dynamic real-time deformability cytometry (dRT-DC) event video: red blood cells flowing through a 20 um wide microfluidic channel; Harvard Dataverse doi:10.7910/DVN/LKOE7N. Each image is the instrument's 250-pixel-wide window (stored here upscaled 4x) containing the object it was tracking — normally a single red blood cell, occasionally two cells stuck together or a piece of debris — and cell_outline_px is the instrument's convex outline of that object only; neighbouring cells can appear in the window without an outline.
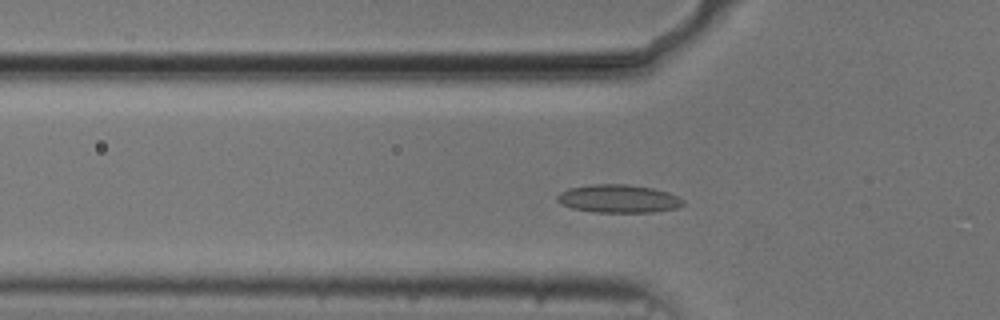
{"species": "common noctule bat (a hibernating species)", "species_latin": "Nyctalus noctula", "temperature_condition": "cold", "stored_images_in_passage": 51, "camera_frame_rate_fps": 3000, "um_per_image_px": 0.085, "animal": {"sex": "male", "body_mass_g": 20.5, "forearm_length_mm": 52.5}, "frame": {"image": 1, "passage_image": 14, "time_ms": 4.333, "image_size_px": [1000, 320], "cell_outline_px": [[684, 204], [676, 208], [652, 212], [592, 212], [572, 208], [560, 204], [556, 200], [556, 196], [560, 192], [568, 188], [592, 184], [628, 184], [652, 188], [668, 192], [684, 200]], "centroid_in_image_um": [52.53, 16.89], "position_along_channel_um": 73.3, "area_um2": 20.69}}
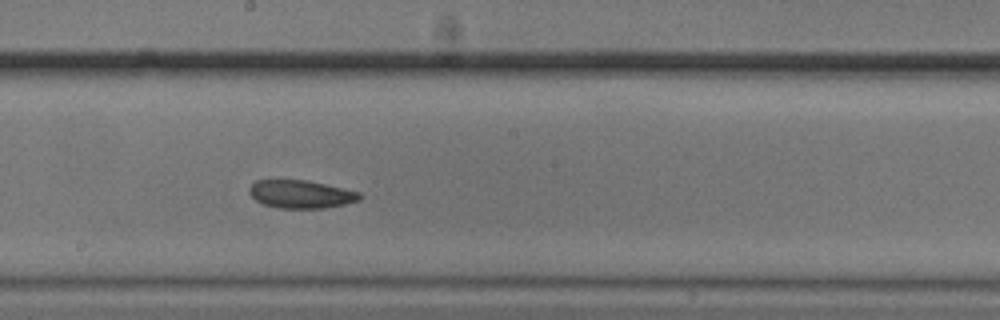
{"frame": {"image": 2, "passage_image": 26, "time_ms": 8.333, "image_size_px": [1000, 320], "cell_outline_px": [[364, 196], [360, 200], [344, 204], [324, 208], [280, 208], [264, 204], [256, 200], [248, 192], [248, 188], [256, 180], [308, 180], [344, 188], [360, 192]], "centroid_in_image_um": [25.61, 16.5], "position_along_channel_um": 222.6, "area_um2": 18.09}}
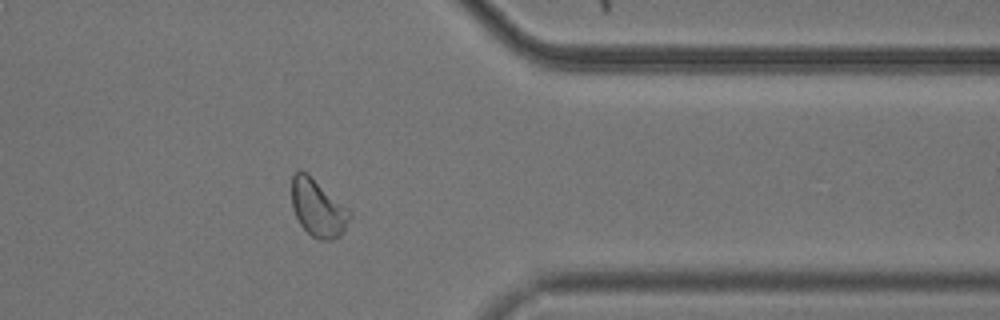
{"frame": {"image": 3, "passage_image": 40, "time_ms": 13.0, "image_size_px": [1000, 320], "cell_outline_px": [[352, 216], [340, 236], [332, 240], [316, 240], [300, 224], [292, 208], [292, 176], [300, 168], [348, 208], [352, 212]], "centroid_in_image_um": [27.03, 17.71], "position_along_channel_um": 384.4, "area_um2": 19.19}, "authors_computed_cell_mechanics": {"area_um2": 19.1896, "velocity_mm_per_s": 3.7105, "shape_relaxation_time_tau1_ms": 4.9348, "shape_relaxation_time_tau2_ms": null, "deformation_change_tau1": 0.1058, "deformation_change_tau2": null}}